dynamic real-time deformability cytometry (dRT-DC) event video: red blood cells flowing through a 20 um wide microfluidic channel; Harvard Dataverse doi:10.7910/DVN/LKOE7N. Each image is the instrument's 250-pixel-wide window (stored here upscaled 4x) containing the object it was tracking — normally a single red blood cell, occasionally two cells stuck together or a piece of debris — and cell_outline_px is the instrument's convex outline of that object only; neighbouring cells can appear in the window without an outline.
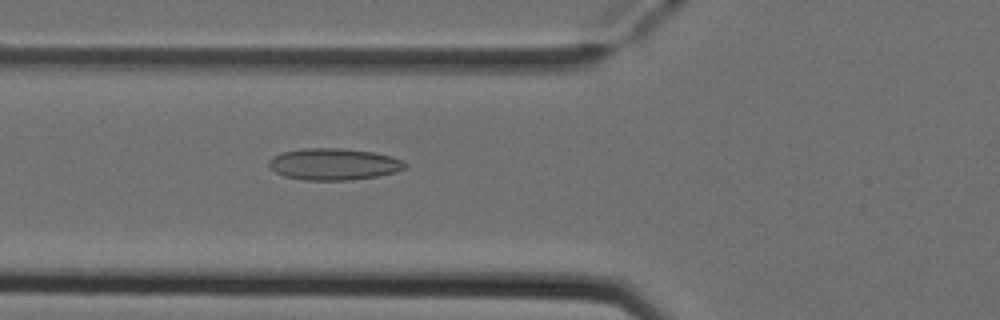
{"species": "Egyptian fruit bat (a non-hibernating species)", "species_latin": "Rousettus aegyptiacus", "temperature_condition": "cold", "stored_images_in_passage": 51, "camera_frame_rate_fps": 3000, "um_per_image_px": 0.085, "animal": {"sex": "female"}, "frame": {"image": 1, "passage_image": 19, "time_ms": 6.0, "image_size_px": [1000, 320], "cell_outline_px": [[408, 164], [404, 168], [396, 172], [376, 176], [352, 180], [304, 180], [284, 176], [276, 172], [268, 164], [268, 160], [272, 156], [280, 152], [304, 148], [344, 148], [372, 152], [392, 156], [404, 160]], "centroid_in_image_um": [28.37, 13.94], "position_along_channel_um": 97.4, "area_um2": 25.32}}
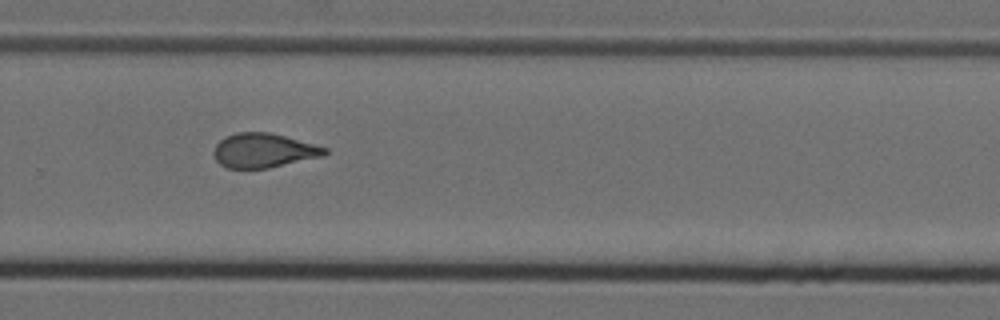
{"frame": {"image": 2, "passage_image": 35, "time_ms": 11.333, "image_size_px": [1000, 320], "cell_outline_px": [[328, 152], [324, 156], [268, 168], [224, 168], [216, 160], [212, 152], [216, 144], [220, 140], [236, 132], [272, 132], [328, 148]], "centroid_in_image_um": [22.41, 12.79], "position_along_channel_um": 307.4, "area_um2": 22.31}}
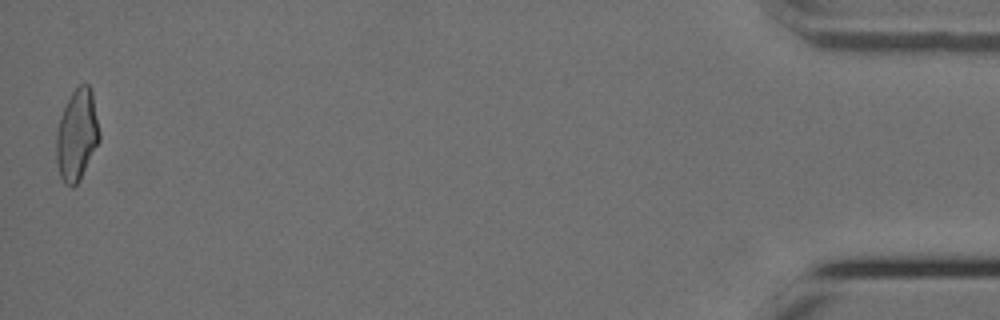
{"frame": {"image": 3, "passage_image": 51, "time_ms": 16.667, "image_size_px": [1000, 320], "cell_outline_px": [[100, 140], [80, 180], [72, 188], [64, 184], [60, 176], [56, 160], [56, 132], [60, 116], [72, 92], [80, 84], [88, 84], [92, 92], [100, 132]], "centroid_in_image_um": [6.53, 11.51], "position_along_channel_um": 428.7, "area_um2": 23.0}, "authors_computed_cell_mechanics": {"area_um2": 23.0044, "velocity_mm_per_s": 3.9348, "shape_relaxation_time_tau1_ms": null, "shape_relaxation_time_tau2_ms": 1.822, "deformation_change_tau1": null, "deformation_change_tau2": 0.0887}}